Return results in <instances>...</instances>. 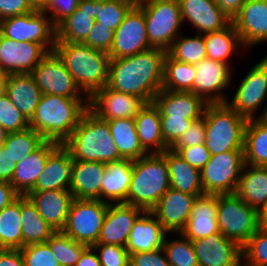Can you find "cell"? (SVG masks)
<instances>
[{
	"label": "cell",
	"instance_id": "1",
	"mask_svg": "<svg viewBox=\"0 0 267 266\" xmlns=\"http://www.w3.org/2000/svg\"><path fill=\"white\" fill-rule=\"evenodd\" d=\"M166 50L151 48L124 58L110 59L107 86L153 102L162 89Z\"/></svg>",
	"mask_w": 267,
	"mask_h": 266
},
{
	"label": "cell",
	"instance_id": "2",
	"mask_svg": "<svg viewBox=\"0 0 267 266\" xmlns=\"http://www.w3.org/2000/svg\"><path fill=\"white\" fill-rule=\"evenodd\" d=\"M87 109L88 98L42 94L29 125L45 140L63 144Z\"/></svg>",
	"mask_w": 267,
	"mask_h": 266
},
{
	"label": "cell",
	"instance_id": "38",
	"mask_svg": "<svg viewBox=\"0 0 267 266\" xmlns=\"http://www.w3.org/2000/svg\"><path fill=\"white\" fill-rule=\"evenodd\" d=\"M207 58L229 65V58L236 50L245 49L240 36L231 22L222 30L204 35ZM240 47V48H239Z\"/></svg>",
	"mask_w": 267,
	"mask_h": 266
},
{
	"label": "cell",
	"instance_id": "60",
	"mask_svg": "<svg viewBox=\"0 0 267 266\" xmlns=\"http://www.w3.org/2000/svg\"><path fill=\"white\" fill-rule=\"evenodd\" d=\"M20 194L7 181H0V211L16 200Z\"/></svg>",
	"mask_w": 267,
	"mask_h": 266
},
{
	"label": "cell",
	"instance_id": "68",
	"mask_svg": "<svg viewBox=\"0 0 267 266\" xmlns=\"http://www.w3.org/2000/svg\"><path fill=\"white\" fill-rule=\"evenodd\" d=\"M239 266H253V265H250L248 263H246L243 259L241 260Z\"/></svg>",
	"mask_w": 267,
	"mask_h": 266
},
{
	"label": "cell",
	"instance_id": "36",
	"mask_svg": "<svg viewBox=\"0 0 267 266\" xmlns=\"http://www.w3.org/2000/svg\"><path fill=\"white\" fill-rule=\"evenodd\" d=\"M107 122L114 144L123 159L134 161L148 154L140 145L134 119L123 118Z\"/></svg>",
	"mask_w": 267,
	"mask_h": 266
},
{
	"label": "cell",
	"instance_id": "16",
	"mask_svg": "<svg viewBox=\"0 0 267 266\" xmlns=\"http://www.w3.org/2000/svg\"><path fill=\"white\" fill-rule=\"evenodd\" d=\"M146 103L137 96L115 91L106 85L88 98V109L106 121L134 119Z\"/></svg>",
	"mask_w": 267,
	"mask_h": 266
},
{
	"label": "cell",
	"instance_id": "49",
	"mask_svg": "<svg viewBox=\"0 0 267 266\" xmlns=\"http://www.w3.org/2000/svg\"><path fill=\"white\" fill-rule=\"evenodd\" d=\"M20 251L25 266H60L46 242L24 246Z\"/></svg>",
	"mask_w": 267,
	"mask_h": 266
},
{
	"label": "cell",
	"instance_id": "54",
	"mask_svg": "<svg viewBox=\"0 0 267 266\" xmlns=\"http://www.w3.org/2000/svg\"><path fill=\"white\" fill-rule=\"evenodd\" d=\"M79 1L80 0H49L43 12L50 18L52 25L56 28L78 8Z\"/></svg>",
	"mask_w": 267,
	"mask_h": 266
},
{
	"label": "cell",
	"instance_id": "25",
	"mask_svg": "<svg viewBox=\"0 0 267 266\" xmlns=\"http://www.w3.org/2000/svg\"><path fill=\"white\" fill-rule=\"evenodd\" d=\"M73 162L71 153L61 144L48 157L44 170L29 192L70 190Z\"/></svg>",
	"mask_w": 267,
	"mask_h": 266
},
{
	"label": "cell",
	"instance_id": "26",
	"mask_svg": "<svg viewBox=\"0 0 267 266\" xmlns=\"http://www.w3.org/2000/svg\"><path fill=\"white\" fill-rule=\"evenodd\" d=\"M61 144L45 140L35 151L16 163L13 176L9 182L20 195H26L34 186L45 168L48 157Z\"/></svg>",
	"mask_w": 267,
	"mask_h": 266
},
{
	"label": "cell",
	"instance_id": "45",
	"mask_svg": "<svg viewBox=\"0 0 267 266\" xmlns=\"http://www.w3.org/2000/svg\"><path fill=\"white\" fill-rule=\"evenodd\" d=\"M135 4L132 0L96 1L95 22H98L99 26L109 27L115 31Z\"/></svg>",
	"mask_w": 267,
	"mask_h": 266
},
{
	"label": "cell",
	"instance_id": "48",
	"mask_svg": "<svg viewBox=\"0 0 267 266\" xmlns=\"http://www.w3.org/2000/svg\"><path fill=\"white\" fill-rule=\"evenodd\" d=\"M0 125L8 133L30 127L29 120L12 104L6 94L0 97Z\"/></svg>",
	"mask_w": 267,
	"mask_h": 266
},
{
	"label": "cell",
	"instance_id": "30",
	"mask_svg": "<svg viewBox=\"0 0 267 266\" xmlns=\"http://www.w3.org/2000/svg\"><path fill=\"white\" fill-rule=\"evenodd\" d=\"M96 16V1L80 0L78 8L56 27L55 42L82 43L92 29Z\"/></svg>",
	"mask_w": 267,
	"mask_h": 266
},
{
	"label": "cell",
	"instance_id": "15",
	"mask_svg": "<svg viewBox=\"0 0 267 266\" xmlns=\"http://www.w3.org/2000/svg\"><path fill=\"white\" fill-rule=\"evenodd\" d=\"M194 68L196 76L190 92L201 97L207 104L227 103L228 99L223 92L231 84L230 65L205 58L194 64Z\"/></svg>",
	"mask_w": 267,
	"mask_h": 266
},
{
	"label": "cell",
	"instance_id": "69",
	"mask_svg": "<svg viewBox=\"0 0 267 266\" xmlns=\"http://www.w3.org/2000/svg\"><path fill=\"white\" fill-rule=\"evenodd\" d=\"M132 1H134L135 3H138V2H141L143 0H132Z\"/></svg>",
	"mask_w": 267,
	"mask_h": 266
},
{
	"label": "cell",
	"instance_id": "23",
	"mask_svg": "<svg viewBox=\"0 0 267 266\" xmlns=\"http://www.w3.org/2000/svg\"><path fill=\"white\" fill-rule=\"evenodd\" d=\"M25 196L55 231L64 229L71 203L74 200L70 190L28 192Z\"/></svg>",
	"mask_w": 267,
	"mask_h": 266
},
{
	"label": "cell",
	"instance_id": "50",
	"mask_svg": "<svg viewBox=\"0 0 267 266\" xmlns=\"http://www.w3.org/2000/svg\"><path fill=\"white\" fill-rule=\"evenodd\" d=\"M98 253L101 266H130V254L126 247L96 243L92 246Z\"/></svg>",
	"mask_w": 267,
	"mask_h": 266
},
{
	"label": "cell",
	"instance_id": "59",
	"mask_svg": "<svg viewBox=\"0 0 267 266\" xmlns=\"http://www.w3.org/2000/svg\"><path fill=\"white\" fill-rule=\"evenodd\" d=\"M0 266H25L20 249H0Z\"/></svg>",
	"mask_w": 267,
	"mask_h": 266
},
{
	"label": "cell",
	"instance_id": "41",
	"mask_svg": "<svg viewBox=\"0 0 267 266\" xmlns=\"http://www.w3.org/2000/svg\"><path fill=\"white\" fill-rule=\"evenodd\" d=\"M196 76L194 64L176 61L166 54L164 59L162 89L190 92Z\"/></svg>",
	"mask_w": 267,
	"mask_h": 266
},
{
	"label": "cell",
	"instance_id": "31",
	"mask_svg": "<svg viewBox=\"0 0 267 266\" xmlns=\"http://www.w3.org/2000/svg\"><path fill=\"white\" fill-rule=\"evenodd\" d=\"M132 172V160L122 159L106 163L105 174L101 182V201L127 204Z\"/></svg>",
	"mask_w": 267,
	"mask_h": 266
},
{
	"label": "cell",
	"instance_id": "42",
	"mask_svg": "<svg viewBox=\"0 0 267 266\" xmlns=\"http://www.w3.org/2000/svg\"><path fill=\"white\" fill-rule=\"evenodd\" d=\"M167 54L176 61L196 64L207 58L204 35L196 34L193 37H179L167 50Z\"/></svg>",
	"mask_w": 267,
	"mask_h": 266
},
{
	"label": "cell",
	"instance_id": "13",
	"mask_svg": "<svg viewBox=\"0 0 267 266\" xmlns=\"http://www.w3.org/2000/svg\"><path fill=\"white\" fill-rule=\"evenodd\" d=\"M267 100V55L241 80L233 99L227 103L247 120L257 118L256 111Z\"/></svg>",
	"mask_w": 267,
	"mask_h": 266
},
{
	"label": "cell",
	"instance_id": "4",
	"mask_svg": "<svg viewBox=\"0 0 267 266\" xmlns=\"http://www.w3.org/2000/svg\"><path fill=\"white\" fill-rule=\"evenodd\" d=\"M74 161L116 162L123 158L106 120L87 109L70 137L62 144Z\"/></svg>",
	"mask_w": 267,
	"mask_h": 266
},
{
	"label": "cell",
	"instance_id": "46",
	"mask_svg": "<svg viewBox=\"0 0 267 266\" xmlns=\"http://www.w3.org/2000/svg\"><path fill=\"white\" fill-rule=\"evenodd\" d=\"M178 239H167L166 236L163 250L171 266H199L198 260L192 245V241L177 233Z\"/></svg>",
	"mask_w": 267,
	"mask_h": 266
},
{
	"label": "cell",
	"instance_id": "43",
	"mask_svg": "<svg viewBox=\"0 0 267 266\" xmlns=\"http://www.w3.org/2000/svg\"><path fill=\"white\" fill-rule=\"evenodd\" d=\"M45 139L32 128L8 133L4 148L13 157L15 163L25 159L35 151Z\"/></svg>",
	"mask_w": 267,
	"mask_h": 266
},
{
	"label": "cell",
	"instance_id": "27",
	"mask_svg": "<svg viewBox=\"0 0 267 266\" xmlns=\"http://www.w3.org/2000/svg\"><path fill=\"white\" fill-rule=\"evenodd\" d=\"M217 215V195L204 194L196 197L191 215L180 232L191 241L220 232Z\"/></svg>",
	"mask_w": 267,
	"mask_h": 266
},
{
	"label": "cell",
	"instance_id": "37",
	"mask_svg": "<svg viewBox=\"0 0 267 266\" xmlns=\"http://www.w3.org/2000/svg\"><path fill=\"white\" fill-rule=\"evenodd\" d=\"M20 214L23 247L45 243L56 231L38 213L36 207L25 196L20 195Z\"/></svg>",
	"mask_w": 267,
	"mask_h": 266
},
{
	"label": "cell",
	"instance_id": "24",
	"mask_svg": "<svg viewBox=\"0 0 267 266\" xmlns=\"http://www.w3.org/2000/svg\"><path fill=\"white\" fill-rule=\"evenodd\" d=\"M160 117H183L200 119L207 103L193 92L168 91L161 89L154 97Z\"/></svg>",
	"mask_w": 267,
	"mask_h": 266
},
{
	"label": "cell",
	"instance_id": "51",
	"mask_svg": "<svg viewBox=\"0 0 267 266\" xmlns=\"http://www.w3.org/2000/svg\"><path fill=\"white\" fill-rule=\"evenodd\" d=\"M162 135L165 145L170 148L178 138L198 119H187L183 117H160Z\"/></svg>",
	"mask_w": 267,
	"mask_h": 266
},
{
	"label": "cell",
	"instance_id": "8",
	"mask_svg": "<svg viewBox=\"0 0 267 266\" xmlns=\"http://www.w3.org/2000/svg\"><path fill=\"white\" fill-rule=\"evenodd\" d=\"M136 4L144 12L149 44L167 51L183 24L178 0H143Z\"/></svg>",
	"mask_w": 267,
	"mask_h": 266
},
{
	"label": "cell",
	"instance_id": "28",
	"mask_svg": "<svg viewBox=\"0 0 267 266\" xmlns=\"http://www.w3.org/2000/svg\"><path fill=\"white\" fill-rule=\"evenodd\" d=\"M167 232L151 211H144L135 221L126 249L129 254L163 248Z\"/></svg>",
	"mask_w": 267,
	"mask_h": 266
},
{
	"label": "cell",
	"instance_id": "34",
	"mask_svg": "<svg viewBox=\"0 0 267 266\" xmlns=\"http://www.w3.org/2000/svg\"><path fill=\"white\" fill-rule=\"evenodd\" d=\"M6 95L12 104L30 120L35 113L42 92L30 73L10 74Z\"/></svg>",
	"mask_w": 267,
	"mask_h": 266
},
{
	"label": "cell",
	"instance_id": "12",
	"mask_svg": "<svg viewBox=\"0 0 267 266\" xmlns=\"http://www.w3.org/2000/svg\"><path fill=\"white\" fill-rule=\"evenodd\" d=\"M30 74L34 77L42 94L60 95L67 98H88L81 95L84 93L54 51L49 52Z\"/></svg>",
	"mask_w": 267,
	"mask_h": 266
},
{
	"label": "cell",
	"instance_id": "53",
	"mask_svg": "<svg viewBox=\"0 0 267 266\" xmlns=\"http://www.w3.org/2000/svg\"><path fill=\"white\" fill-rule=\"evenodd\" d=\"M114 32L109 27L99 26L98 22H94L87 38L82 43L92 49L109 53L113 44Z\"/></svg>",
	"mask_w": 267,
	"mask_h": 266
},
{
	"label": "cell",
	"instance_id": "67",
	"mask_svg": "<svg viewBox=\"0 0 267 266\" xmlns=\"http://www.w3.org/2000/svg\"><path fill=\"white\" fill-rule=\"evenodd\" d=\"M263 113L257 116V118L267 126V105H265Z\"/></svg>",
	"mask_w": 267,
	"mask_h": 266
},
{
	"label": "cell",
	"instance_id": "61",
	"mask_svg": "<svg viewBox=\"0 0 267 266\" xmlns=\"http://www.w3.org/2000/svg\"><path fill=\"white\" fill-rule=\"evenodd\" d=\"M246 0H215L220 9L232 20Z\"/></svg>",
	"mask_w": 267,
	"mask_h": 266
},
{
	"label": "cell",
	"instance_id": "35",
	"mask_svg": "<svg viewBox=\"0 0 267 266\" xmlns=\"http://www.w3.org/2000/svg\"><path fill=\"white\" fill-rule=\"evenodd\" d=\"M235 194L259 212L267 202V167L245 164Z\"/></svg>",
	"mask_w": 267,
	"mask_h": 266
},
{
	"label": "cell",
	"instance_id": "5",
	"mask_svg": "<svg viewBox=\"0 0 267 266\" xmlns=\"http://www.w3.org/2000/svg\"><path fill=\"white\" fill-rule=\"evenodd\" d=\"M169 188L168 165L160 153L147 154L133 161L127 204L151 211Z\"/></svg>",
	"mask_w": 267,
	"mask_h": 266
},
{
	"label": "cell",
	"instance_id": "9",
	"mask_svg": "<svg viewBox=\"0 0 267 266\" xmlns=\"http://www.w3.org/2000/svg\"><path fill=\"white\" fill-rule=\"evenodd\" d=\"M244 165L243 150L211 155L200 171L204 194L235 193Z\"/></svg>",
	"mask_w": 267,
	"mask_h": 266
},
{
	"label": "cell",
	"instance_id": "66",
	"mask_svg": "<svg viewBox=\"0 0 267 266\" xmlns=\"http://www.w3.org/2000/svg\"><path fill=\"white\" fill-rule=\"evenodd\" d=\"M8 132L0 125V149L4 147Z\"/></svg>",
	"mask_w": 267,
	"mask_h": 266
},
{
	"label": "cell",
	"instance_id": "19",
	"mask_svg": "<svg viewBox=\"0 0 267 266\" xmlns=\"http://www.w3.org/2000/svg\"><path fill=\"white\" fill-rule=\"evenodd\" d=\"M143 212L126 203H109L97 243L126 247L134 223Z\"/></svg>",
	"mask_w": 267,
	"mask_h": 266
},
{
	"label": "cell",
	"instance_id": "21",
	"mask_svg": "<svg viewBox=\"0 0 267 266\" xmlns=\"http://www.w3.org/2000/svg\"><path fill=\"white\" fill-rule=\"evenodd\" d=\"M232 23L245 48L266 42L267 0H246Z\"/></svg>",
	"mask_w": 267,
	"mask_h": 266
},
{
	"label": "cell",
	"instance_id": "11",
	"mask_svg": "<svg viewBox=\"0 0 267 266\" xmlns=\"http://www.w3.org/2000/svg\"><path fill=\"white\" fill-rule=\"evenodd\" d=\"M0 32L17 42L41 44L48 52L54 50L56 28L43 11L12 16L0 21Z\"/></svg>",
	"mask_w": 267,
	"mask_h": 266
},
{
	"label": "cell",
	"instance_id": "18",
	"mask_svg": "<svg viewBox=\"0 0 267 266\" xmlns=\"http://www.w3.org/2000/svg\"><path fill=\"white\" fill-rule=\"evenodd\" d=\"M199 266H239L242 247L221 232L192 241Z\"/></svg>",
	"mask_w": 267,
	"mask_h": 266
},
{
	"label": "cell",
	"instance_id": "6",
	"mask_svg": "<svg viewBox=\"0 0 267 266\" xmlns=\"http://www.w3.org/2000/svg\"><path fill=\"white\" fill-rule=\"evenodd\" d=\"M203 117L206 123L204 144L211 155L243 150L248 120L228 103L207 104Z\"/></svg>",
	"mask_w": 267,
	"mask_h": 266
},
{
	"label": "cell",
	"instance_id": "14",
	"mask_svg": "<svg viewBox=\"0 0 267 266\" xmlns=\"http://www.w3.org/2000/svg\"><path fill=\"white\" fill-rule=\"evenodd\" d=\"M153 48L148 41L143 10L135 4L114 32L110 59L133 56Z\"/></svg>",
	"mask_w": 267,
	"mask_h": 266
},
{
	"label": "cell",
	"instance_id": "70",
	"mask_svg": "<svg viewBox=\"0 0 267 266\" xmlns=\"http://www.w3.org/2000/svg\"><path fill=\"white\" fill-rule=\"evenodd\" d=\"M92 1H109V0H92Z\"/></svg>",
	"mask_w": 267,
	"mask_h": 266
},
{
	"label": "cell",
	"instance_id": "65",
	"mask_svg": "<svg viewBox=\"0 0 267 266\" xmlns=\"http://www.w3.org/2000/svg\"><path fill=\"white\" fill-rule=\"evenodd\" d=\"M259 224L260 227L267 228V202L259 211Z\"/></svg>",
	"mask_w": 267,
	"mask_h": 266
},
{
	"label": "cell",
	"instance_id": "58",
	"mask_svg": "<svg viewBox=\"0 0 267 266\" xmlns=\"http://www.w3.org/2000/svg\"><path fill=\"white\" fill-rule=\"evenodd\" d=\"M16 163L13 157L3 147L0 149V181L10 182L14 173Z\"/></svg>",
	"mask_w": 267,
	"mask_h": 266
},
{
	"label": "cell",
	"instance_id": "64",
	"mask_svg": "<svg viewBox=\"0 0 267 266\" xmlns=\"http://www.w3.org/2000/svg\"><path fill=\"white\" fill-rule=\"evenodd\" d=\"M30 7L34 11H43L49 0H28Z\"/></svg>",
	"mask_w": 267,
	"mask_h": 266
},
{
	"label": "cell",
	"instance_id": "52",
	"mask_svg": "<svg viewBox=\"0 0 267 266\" xmlns=\"http://www.w3.org/2000/svg\"><path fill=\"white\" fill-rule=\"evenodd\" d=\"M205 135L206 123L204 117H201L193 121L188 130H186L169 149L173 152H177L180 148L204 144Z\"/></svg>",
	"mask_w": 267,
	"mask_h": 266
},
{
	"label": "cell",
	"instance_id": "29",
	"mask_svg": "<svg viewBox=\"0 0 267 266\" xmlns=\"http://www.w3.org/2000/svg\"><path fill=\"white\" fill-rule=\"evenodd\" d=\"M104 162L74 161L70 192L76 199L101 200Z\"/></svg>",
	"mask_w": 267,
	"mask_h": 266
},
{
	"label": "cell",
	"instance_id": "62",
	"mask_svg": "<svg viewBox=\"0 0 267 266\" xmlns=\"http://www.w3.org/2000/svg\"><path fill=\"white\" fill-rule=\"evenodd\" d=\"M75 266H101L99 257L92 246H88L83 251Z\"/></svg>",
	"mask_w": 267,
	"mask_h": 266
},
{
	"label": "cell",
	"instance_id": "10",
	"mask_svg": "<svg viewBox=\"0 0 267 266\" xmlns=\"http://www.w3.org/2000/svg\"><path fill=\"white\" fill-rule=\"evenodd\" d=\"M108 204L101 200L74 198L62 232L77 242L93 246L98 241Z\"/></svg>",
	"mask_w": 267,
	"mask_h": 266
},
{
	"label": "cell",
	"instance_id": "17",
	"mask_svg": "<svg viewBox=\"0 0 267 266\" xmlns=\"http://www.w3.org/2000/svg\"><path fill=\"white\" fill-rule=\"evenodd\" d=\"M49 52L34 42H17L0 32V67L9 74L31 73Z\"/></svg>",
	"mask_w": 267,
	"mask_h": 266
},
{
	"label": "cell",
	"instance_id": "22",
	"mask_svg": "<svg viewBox=\"0 0 267 266\" xmlns=\"http://www.w3.org/2000/svg\"><path fill=\"white\" fill-rule=\"evenodd\" d=\"M183 23L189 22L198 34L205 35L227 27L232 20L215 0H178Z\"/></svg>",
	"mask_w": 267,
	"mask_h": 266
},
{
	"label": "cell",
	"instance_id": "56",
	"mask_svg": "<svg viewBox=\"0 0 267 266\" xmlns=\"http://www.w3.org/2000/svg\"><path fill=\"white\" fill-rule=\"evenodd\" d=\"M130 266H171L162 248L130 254Z\"/></svg>",
	"mask_w": 267,
	"mask_h": 266
},
{
	"label": "cell",
	"instance_id": "32",
	"mask_svg": "<svg viewBox=\"0 0 267 266\" xmlns=\"http://www.w3.org/2000/svg\"><path fill=\"white\" fill-rule=\"evenodd\" d=\"M134 121L140 145L148 154L169 149L162 135L160 111L154 102L146 103Z\"/></svg>",
	"mask_w": 267,
	"mask_h": 266
},
{
	"label": "cell",
	"instance_id": "63",
	"mask_svg": "<svg viewBox=\"0 0 267 266\" xmlns=\"http://www.w3.org/2000/svg\"><path fill=\"white\" fill-rule=\"evenodd\" d=\"M9 73L0 67V97L6 94Z\"/></svg>",
	"mask_w": 267,
	"mask_h": 266
},
{
	"label": "cell",
	"instance_id": "33",
	"mask_svg": "<svg viewBox=\"0 0 267 266\" xmlns=\"http://www.w3.org/2000/svg\"><path fill=\"white\" fill-rule=\"evenodd\" d=\"M167 162L170 187L196 197L204 195L201 172L170 149L160 153Z\"/></svg>",
	"mask_w": 267,
	"mask_h": 266
},
{
	"label": "cell",
	"instance_id": "40",
	"mask_svg": "<svg viewBox=\"0 0 267 266\" xmlns=\"http://www.w3.org/2000/svg\"><path fill=\"white\" fill-rule=\"evenodd\" d=\"M20 196L0 211V249L23 248Z\"/></svg>",
	"mask_w": 267,
	"mask_h": 266
},
{
	"label": "cell",
	"instance_id": "39",
	"mask_svg": "<svg viewBox=\"0 0 267 266\" xmlns=\"http://www.w3.org/2000/svg\"><path fill=\"white\" fill-rule=\"evenodd\" d=\"M243 151L245 164L267 167V126L258 118L246 123Z\"/></svg>",
	"mask_w": 267,
	"mask_h": 266
},
{
	"label": "cell",
	"instance_id": "7",
	"mask_svg": "<svg viewBox=\"0 0 267 266\" xmlns=\"http://www.w3.org/2000/svg\"><path fill=\"white\" fill-rule=\"evenodd\" d=\"M220 232L243 247L260 228L259 212L235 193L217 195V215Z\"/></svg>",
	"mask_w": 267,
	"mask_h": 266
},
{
	"label": "cell",
	"instance_id": "3",
	"mask_svg": "<svg viewBox=\"0 0 267 266\" xmlns=\"http://www.w3.org/2000/svg\"><path fill=\"white\" fill-rule=\"evenodd\" d=\"M88 98L107 85L110 57L79 42H55L54 50Z\"/></svg>",
	"mask_w": 267,
	"mask_h": 266
},
{
	"label": "cell",
	"instance_id": "44",
	"mask_svg": "<svg viewBox=\"0 0 267 266\" xmlns=\"http://www.w3.org/2000/svg\"><path fill=\"white\" fill-rule=\"evenodd\" d=\"M46 243L60 266H75L87 245L73 240L62 231H56Z\"/></svg>",
	"mask_w": 267,
	"mask_h": 266
},
{
	"label": "cell",
	"instance_id": "55",
	"mask_svg": "<svg viewBox=\"0 0 267 266\" xmlns=\"http://www.w3.org/2000/svg\"><path fill=\"white\" fill-rule=\"evenodd\" d=\"M181 158H183L189 165L200 170L210 160V152L206 148L205 144L196 146L180 148L176 152Z\"/></svg>",
	"mask_w": 267,
	"mask_h": 266
},
{
	"label": "cell",
	"instance_id": "47",
	"mask_svg": "<svg viewBox=\"0 0 267 266\" xmlns=\"http://www.w3.org/2000/svg\"><path fill=\"white\" fill-rule=\"evenodd\" d=\"M242 259L253 266H267V228L260 227L242 247Z\"/></svg>",
	"mask_w": 267,
	"mask_h": 266
},
{
	"label": "cell",
	"instance_id": "57",
	"mask_svg": "<svg viewBox=\"0 0 267 266\" xmlns=\"http://www.w3.org/2000/svg\"><path fill=\"white\" fill-rule=\"evenodd\" d=\"M33 11L28 0H0V21Z\"/></svg>",
	"mask_w": 267,
	"mask_h": 266
},
{
	"label": "cell",
	"instance_id": "20",
	"mask_svg": "<svg viewBox=\"0 0 267 266\" xmlns=\"http://www.w3.org/2000/svg\"><path fill=\"white\" fill-rule=\"evenodd\" d=\"M195 199V195L170 187L151 212L167 233L175 232L177 234L184 229Z\"/></svg>",
	"mask_w": 267,
	"mask_h": 266
}]
</instances>
